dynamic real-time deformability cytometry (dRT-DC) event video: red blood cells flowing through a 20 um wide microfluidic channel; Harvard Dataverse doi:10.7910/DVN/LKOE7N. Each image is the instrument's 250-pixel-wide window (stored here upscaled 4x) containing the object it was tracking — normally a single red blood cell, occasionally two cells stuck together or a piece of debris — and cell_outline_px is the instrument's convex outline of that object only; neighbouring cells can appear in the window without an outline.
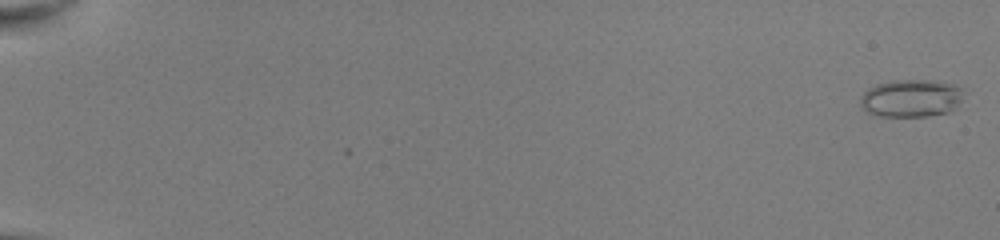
{"species": "common noctule bat (a hibernating species)", "species_latin": "Nyctalus noctula", "temperature_condition": "room temperature", "stored_images_in_passage": 53, "camera_frame_rate_fps": 3000, "um_per_image_px": 0.085, "animal": {"sex": "female", "body_mass_g": 22.0, "forearm_length_mm": 56.7}, "frame": {"image": 1, "passage_image": 1, "time_ms": 0.0, "image_size_px": [1000, 240], "cell_outline_px": [[960, 100], [948, 112], [928, 116], [880, 116], [868, 112], [860, 104], [860, 100], [864, 92], [868, 88], [876, 84], [900, 80], [924, 80], [952, 84], [960, 88]], "centroid_in_image_um": [77.38, 8.35], "position_along_channel_um": 7.6, "area_um2": 22.02}}
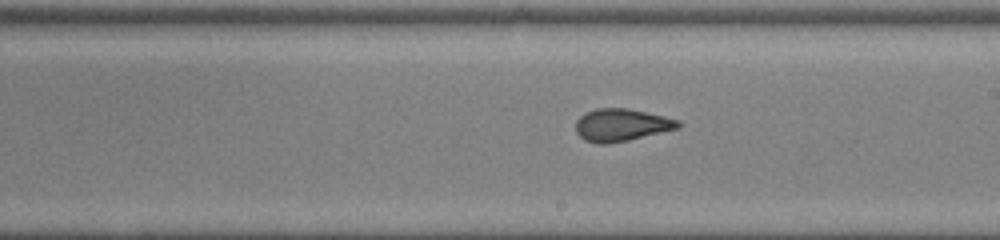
{"frame": {"image": 2, "passage_image": 33, "time_ms": 10.667, "image_size_px": [1000, 240], "cell_outline_px": [[680, 128], [628, 140], [608, 144], [600, 144], [584, 140], [576, 132], [576, 120], [584, 112], [596, 108], [628, 108], [664, 116], [680, 120]], "centroid_in_image_um": [52.81, 10.62], "position_along_channel_um": 236.2, "area_um2": 19.48}}
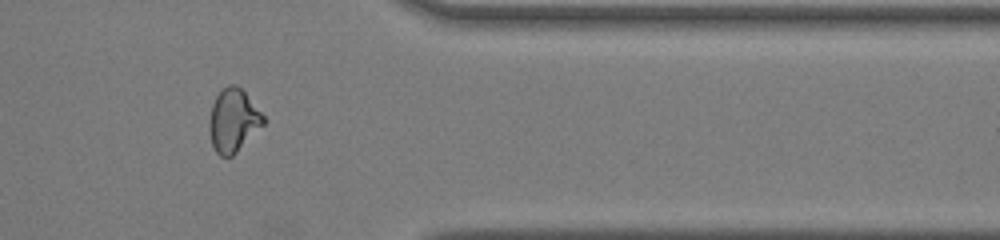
{"frame": {"image": 3, "passage_image": 45, "time_ms": 14.667, "image_size_px": [1000, 240], "cell_outline_px": [[264, 124], [232, 156], [220, 156], [216, 152], [212, 144], [208, 128], [208, 120], [212, 104], [216, 96], [228, 84], [236, 84], [244, 92], [264, 116]], "centroid_in_image_um": [19.79, 10.24], "position_along_channel_um": 391.6, "area_um2": 19.65}, "authors_computed_cell_mechanics": {"area_um2": 20.1144, "velocity_mm_per_s": 4.069, "shape_relaxation_time_tau1_ms": null, "shape_relaxation_time_tau2_ms": 0.7748, "deformation_change_tau1": null, "deformation_change_tau2": 0.0563}}